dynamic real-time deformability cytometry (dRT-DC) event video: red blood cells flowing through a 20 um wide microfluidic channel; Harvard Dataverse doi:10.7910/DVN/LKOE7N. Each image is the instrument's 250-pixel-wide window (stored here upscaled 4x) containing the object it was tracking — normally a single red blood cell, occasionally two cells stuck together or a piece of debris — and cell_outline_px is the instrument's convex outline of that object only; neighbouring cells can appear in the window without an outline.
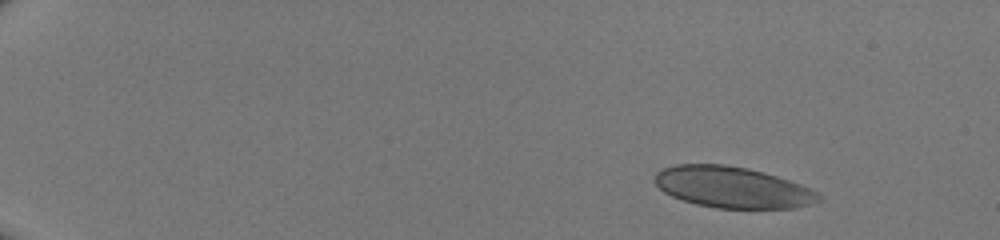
{"species": "human", "species_latin": "Homo sapiens", "temperature_condition": "room temperature", "stored_images_in_passage": 44, "camera_frame_rate_fps": 3000, "um_per_image_px": 0.085, "donor": {"sex": "male"}, "frame": {"image": 1, "passage_image": 1, "time_ms": 0.0, "image_size_px": [1000, 240], "cell_outline_px": [[824, 196], [820, 200], [796, 208], [716, 208], [696, 204], [672, 196], [664, 192], [656, 184], [656, 172], [664, 168], [676, 164], [724, 164], [748, 168], [764, 172], [800, 184], [820, 192]], "centroid_in_image_um": [62.29, 15.92], "position_along_channel_um": 22.7, "area_um2": 39.25}}
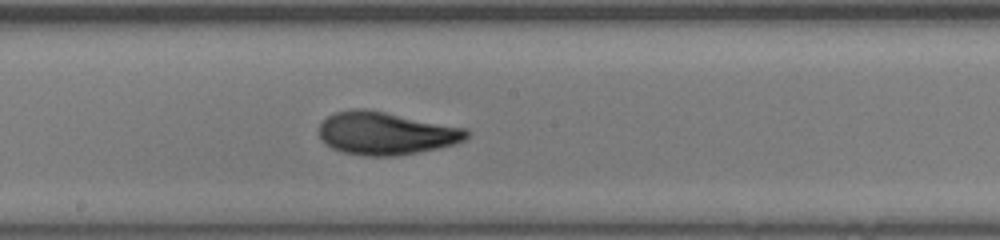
{"frame": {"image": 2, "passage_image": 25, "time_ms": 8.0, "image_size_px": [1000, 240], "cell_outline_px": [[468, 136], [464, 140], [456, 144], [420, 152], [392, 156], [368, 156], [344, 152], [332, 148], [320, 136], [320, 124], [328, 116], [336, 112], [352, 108], [364, 108], [468, 128]], "centroid_in_image_um": [32.84, 11.32], "position_along_channel_um": 215.4, "area_um2": 36.65}}
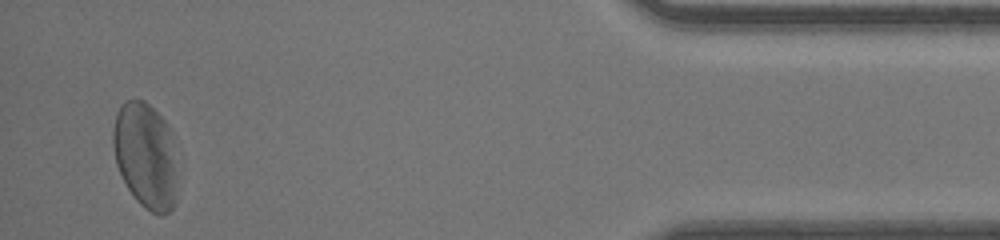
{"frame": {"image": 3, "passage_image": 43, "time_ms": 14.0, "image_size_px": [1000, 240], "cell_outline_px": [[176, 200], [172, 208], [164, 216], [160, 216], [144, 208], [136, 200], [128, 188], [116, 164], [112, 144], [112, 132], [116, 112], [120, 104], [124, 100], [144, 100], [168, 124], [172, 132], [176, 176]], "centroid_in_image_um": [12.36, 13.22], "position_along_channel_um": 422.8, "area_um2": 40.0}}